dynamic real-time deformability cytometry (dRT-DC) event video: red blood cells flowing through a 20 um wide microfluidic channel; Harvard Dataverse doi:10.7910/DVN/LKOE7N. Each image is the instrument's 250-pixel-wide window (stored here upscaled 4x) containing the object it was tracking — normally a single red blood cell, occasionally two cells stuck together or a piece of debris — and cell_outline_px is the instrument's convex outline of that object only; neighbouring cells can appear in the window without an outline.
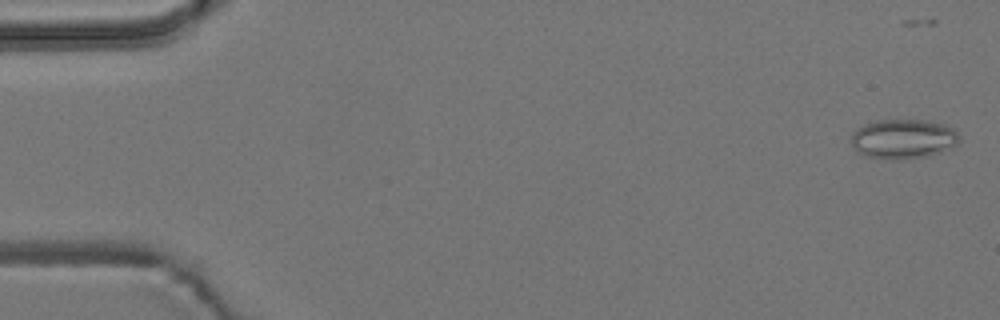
{"species": "common noctule bat (a hibernating species)", "species_latin": "Nyctalus noctula", "temperature_condition": "room temperature", "stored_images_in_passage": 6, "camera_frame_rate_fps": 3000, "um_per_image_px": 0.085, "animal": {"sex": "male", "body_mass_g": 19.2, "forearm_length_mm": 51.8}, "frame": {"image": 1, "passage_image": 1, "time_ms": 0.0, "image_size_px": [1000, 320], "cell_outline_px": [[960, 140], [956, 144], [940, 152], [928, 156], [864, 156], [856, 152], [852, 144], [852, 132], [856, 128], [864, 124], [876, 120], [920, 120], [944, 124], [956, 128], [960, 136]], "centroid_in_image_um": [76.79, 11.75], "position_along_channel_um": 8.2, "area_um2": 24.22}}
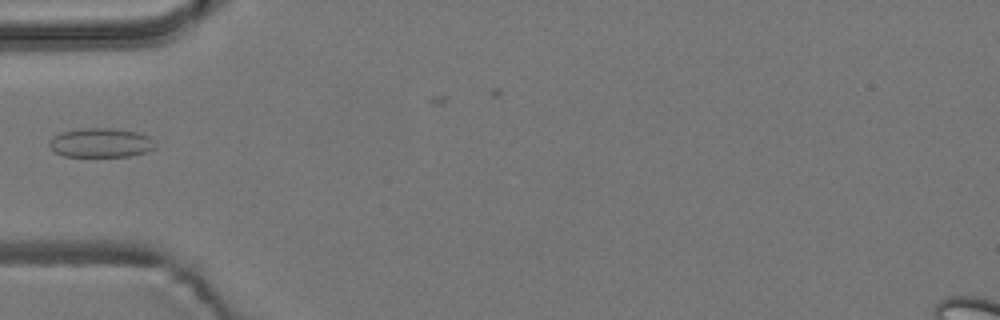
{"frame": {"image": 2, "passage_image": 6, "time_ms": 5.667, "image_size_px": [1000, 320], "cell_outline_px": [[156, 148], [148, 152], [128, 156], [64, 156], [56, 152], [48, 144], [48, 140], [52, 136], [60, 132], [80, 128], [112, 128], [136, 132], [148, 136], [156, 144]], "centroid_in_image_um": [8.56, 12.13], "position_along_channel_um": 76.4, "area_um2": 18.15}}